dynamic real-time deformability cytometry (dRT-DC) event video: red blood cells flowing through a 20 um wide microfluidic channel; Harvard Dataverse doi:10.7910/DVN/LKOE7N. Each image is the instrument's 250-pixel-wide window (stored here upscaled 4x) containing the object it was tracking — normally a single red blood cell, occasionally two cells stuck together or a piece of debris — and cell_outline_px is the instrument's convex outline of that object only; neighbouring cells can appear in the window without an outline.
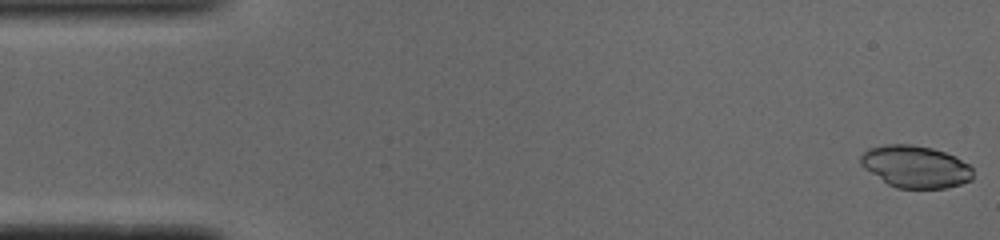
{"species": "common noctule bat (a hibernating species)", "species_latin": "Nyctalus noctula", "temperature_condition": "cold", "stored_images_in_passage": 52, "segment_of_instrument_passage": [1, 2], "camera_frame_rate_fps": 3000, "um_per_image_px": 0.085, "animal": {"sex": "male", "body_mass_g": 19.0, "forearm_length_mm": 50.8}, "frame": {"image": 1, "passage_image": 1, "time_ms": 0.0, "image_size_px": [1000, 240], "cell_outline_px": [[972, 180], [960, 184], [944, 188], [896, 188], [888, 184], [864, 168], [860, 164], [860, 156], [868, 148], [888, 144], [912, 144], [932, 148], [956, 156], [968, 164], [972, 168]], "centroid_in_image_um": [77.81, 14.16], "position_along_channel_um": 7.2, "area_um2": 27.57}}
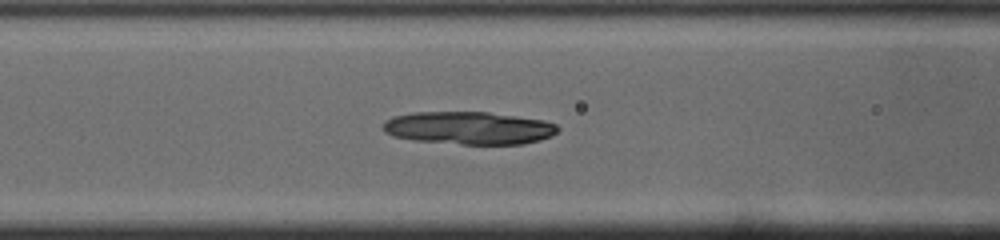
{"frame": {"image": 2, "passage_image": 20, "time_ms": 6.333, "image_size_px": [1000, 240], "cell_outline_px": [[560, 128], [552, 136], [540, 140], [524, 144], [460, 144], [416, 140], [392, 136], [384, 132], [384, 120], [396, 116], [412, 112], [488, 112], [544, 120], [556, 124]], "centroid_in_image_um": [39.88, 10.88], "position_along_channel_um": 126.7, "area_um2": 33.35}}
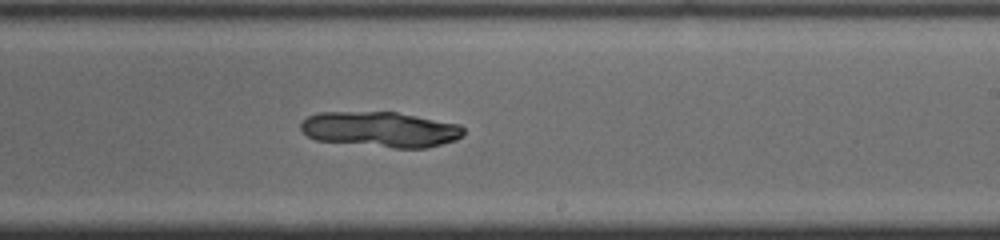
{"frame": {"image": 3, "passage_image": 30, "time_ms": 9.667, "image_size_px": [1000, 240], "cell_outline_px": [[464, 136], [456, 140], [424, 148], [392, 148], [316, 140], [308, 136], [300, 128], [300, 124], [308, 116], [320, 112], [396, 112], [460, 124], [464, 128]], "centroid_in_image_um": [32.36, 11.0], "position_along_channel_um": 256.6, "area_um2": 33.64}}